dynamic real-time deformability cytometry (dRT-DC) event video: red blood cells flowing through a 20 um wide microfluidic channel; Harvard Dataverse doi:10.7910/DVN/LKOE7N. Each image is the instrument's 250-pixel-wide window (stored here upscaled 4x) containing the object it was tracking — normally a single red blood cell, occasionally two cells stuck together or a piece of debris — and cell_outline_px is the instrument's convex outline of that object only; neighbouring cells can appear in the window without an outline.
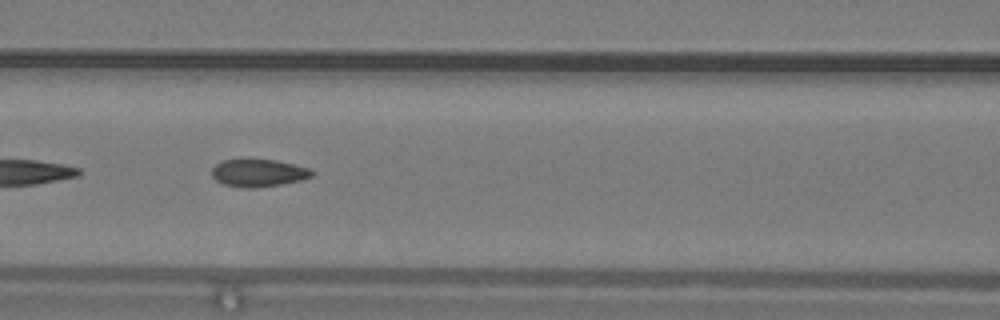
{"species": "common noctule bat (a hibernating species)", "species_latin": "Nyctalus noctula", "temperature_condition": "warm", "stored_images_in_passage": 41, "segment_of_instrument_passage": [2, 2], "camera_frame_rate_fps": 3000, "um_per_image_px": 0.085, "animal": {"sex": "male", "body_mass_g": 19.2, "forearm_length_mm": 51.8}, "frame": {"image": 1, "passage_image": 20, "time_ms": 6.333, "image_size_px": [1000, 320], "cell_outline_px": [[316, 172], [312, 176], [300, 180], [280, 184], [256, 188], [244, 188], [224, 184], [216, 180], [212, 176], [212, 168], [216, 164], [224, 160], [276, 160], [308, 168]], "centroid_in_image_um": [21.96, 14.71], "position_along_channel_um": 144.6, "area_um2": 15.84}}
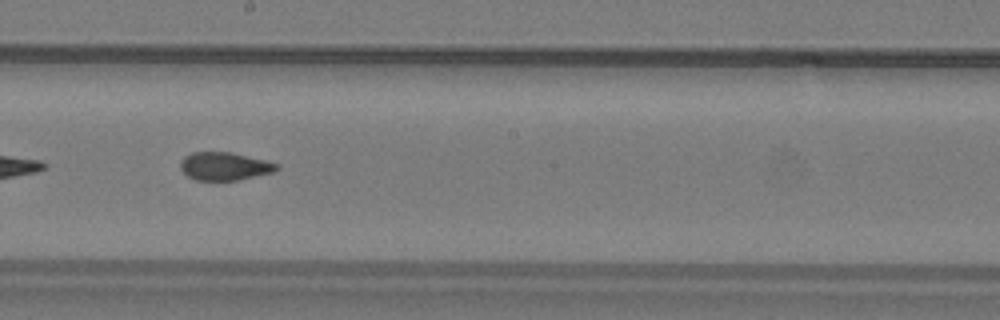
{"frame": {"image": 2, "passage_image": 26, "time_ms": 8.333, "image_size_px": [1000, 320], "cell_outline_px": [[280, 168], [272, 172], [240, 180], [196, 180], [188, 176], [180, 168], [180, 164], [184, 156], [192, 152], [232, 152], [280, 164]], "centroid_in_image_um": [19.09, 14.13], "position_along_channel_um": 229.1, "area_um2": 15.72}}